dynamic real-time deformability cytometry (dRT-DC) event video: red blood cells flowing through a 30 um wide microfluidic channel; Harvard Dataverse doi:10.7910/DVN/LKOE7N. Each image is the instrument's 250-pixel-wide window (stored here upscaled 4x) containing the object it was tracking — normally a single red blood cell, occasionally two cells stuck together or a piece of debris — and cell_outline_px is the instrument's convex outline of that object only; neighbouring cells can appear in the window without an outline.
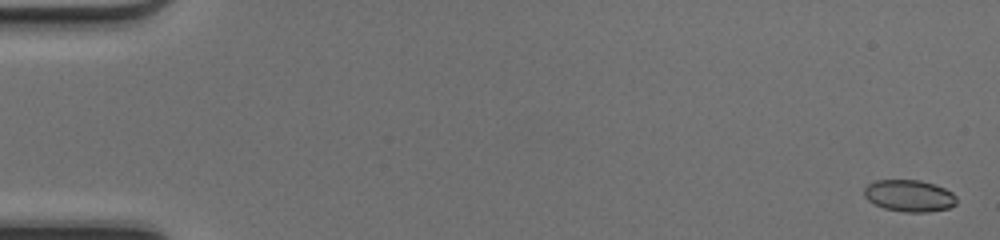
{"species": "common noctule bat (a hibernating species)", "species_latin": "Nyctalus noctula", "temperature_condition": "cold", "stored_images_in_passage": 16, "camera_frame_rate_fps": 3000, "um_per_image_px": 0.085, "animal": {"sex": "female", "body_mass_g": 17.0, "forearm_length_mm": 48.0}, "frame": {"image": 1, "passage_image": 1, "time_ms": 0.0, "image_size_px": [1000, 240], "cell_outline_px": [[956, 204], [948, 208], [928, 212], [904, 212], [884, 208], [868, 200], [864, 196], [864, 188], [868, 184], [876, 180], [920, 180], [944, 188], [952, 192], [956, 196]], "centroid_in_image_um": [77.28, 16.64], "position_along_channel_um": 7.7, "area_um2": 17.05}}
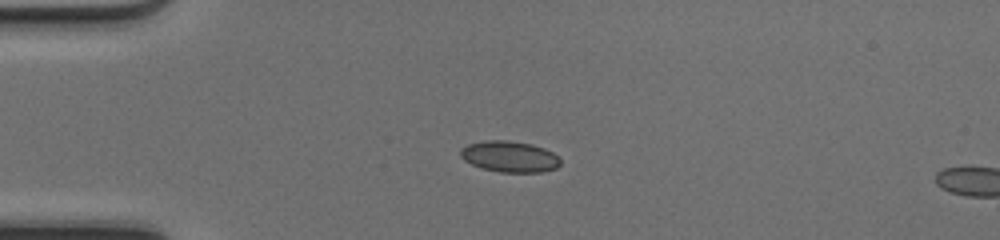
{"frame": {"image": 2, "passage_image": 13, "time_ms": 4.0, "image_size_px": [1000, 240], "cell_outline_px": [[560, 164], [556, 168], [540, 172], [500, 172], [480, 168], [464, 160], [460, 156], [460, 148], [468, 144], [484, 140], [508, 140], [532, 144], [544, 148], [552, 152], [560, 160]], "centroid_in_image_um": [43.28, 13.3], "position_along_channel_um": 41.7, "area_um2": 18.15}}